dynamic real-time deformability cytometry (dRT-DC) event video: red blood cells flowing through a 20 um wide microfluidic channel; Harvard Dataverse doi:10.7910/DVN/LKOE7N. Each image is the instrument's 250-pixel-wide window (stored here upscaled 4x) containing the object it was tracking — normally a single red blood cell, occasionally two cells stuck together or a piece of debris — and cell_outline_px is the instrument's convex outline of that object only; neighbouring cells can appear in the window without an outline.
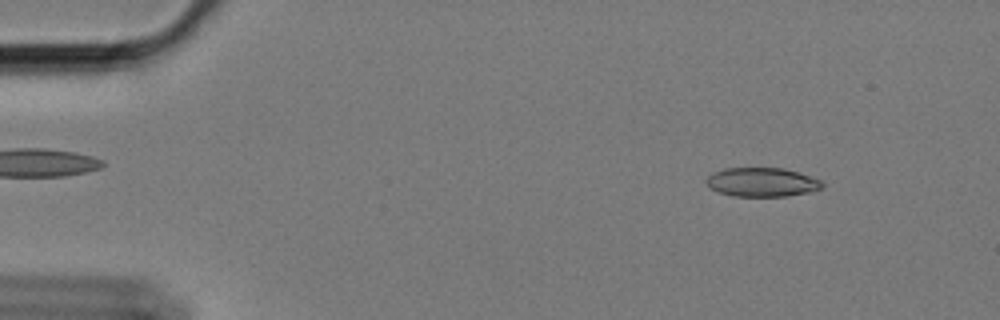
{"species": "Egyptian fruit bat (a non-hibernating species)", "species_latin": "Rousettus aegyptiacus", "temperature_condition": "cold", "stored_images_in_passage": 53, "camera_frame_rate_fps": 3000, "um_per_image_px": 0.085, "animal": {"sex": "female"}, "frame": {"image": 1, "passage_image": 1, "time_ms": 0.0, "image_size_px": [1000, 320], "cell_outline_px": [[824, 184], [820, 188], [812, 192], [788, 196], [732, 196], [720, 192], [712, 188], [704, 180], [712, 172], [724, 168], [780, 168], [796, 172], [820, 180]], "centroid_in_image_um": [64.74, 15.49], "position_along_channel_um": 20.3, "area_um2": 19.42}}
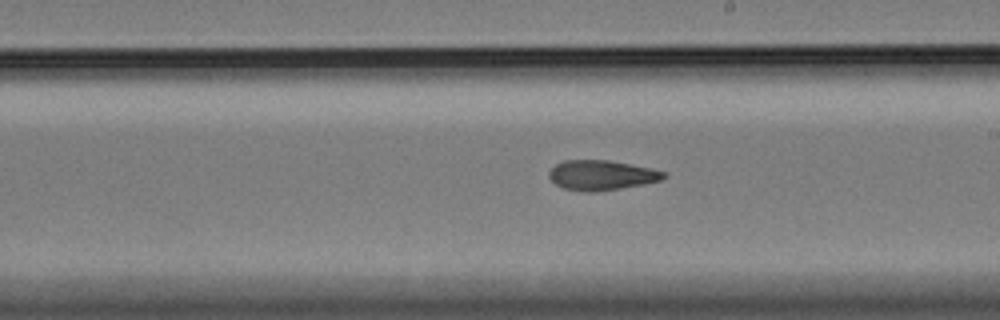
{"frame": {"image": 2, "passage_image": 28, "time_ms": 9.0, "image_size_px": [1000, 320], "cell_outline_px": [[668, 176], [660, 180], [644, 184], [596, 192], [584, 192], [564, 188], [556, 184], [548, 176], [548, 172], [556, 164], [564, 160], [608, 160], [652, 168], [664, 172]], "centroid_in_image_um": [51.12, 14.89], "position_along_channel_um": 237.9, "area_um2": 19.94}}
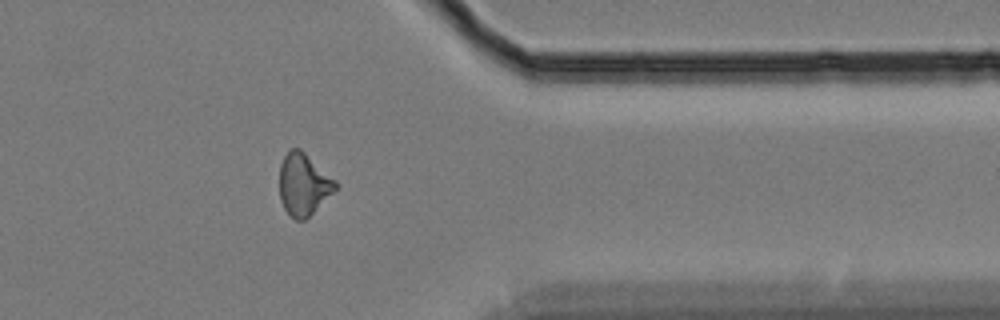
{"frame": {"image": 3, "passage_image": 42, "time_ms": 13.667, "image_size_px": [1000, 320], "cell_outline_px": [[336, 188], [304, 220], [296, 220], [284, 208], [280, 200], [280, 164], [288, 148], [300, 148], [336, 180]], "centroid_in_image_um": [25.77, 15.62], "position_along_channel_um": 385.6, "area_um2": 19.83}, "authors_computed_cell_mechanics": {"area_um2": 19.9988, "velocity_mm_per_s": 3.3952, "shape_relaxation_time_tau1_ms": null, "shape_relaxation_time_tau2_ms": 5.1854, "deformation_change_tau1": null, "deformation_change_tau2": 0.1243}}